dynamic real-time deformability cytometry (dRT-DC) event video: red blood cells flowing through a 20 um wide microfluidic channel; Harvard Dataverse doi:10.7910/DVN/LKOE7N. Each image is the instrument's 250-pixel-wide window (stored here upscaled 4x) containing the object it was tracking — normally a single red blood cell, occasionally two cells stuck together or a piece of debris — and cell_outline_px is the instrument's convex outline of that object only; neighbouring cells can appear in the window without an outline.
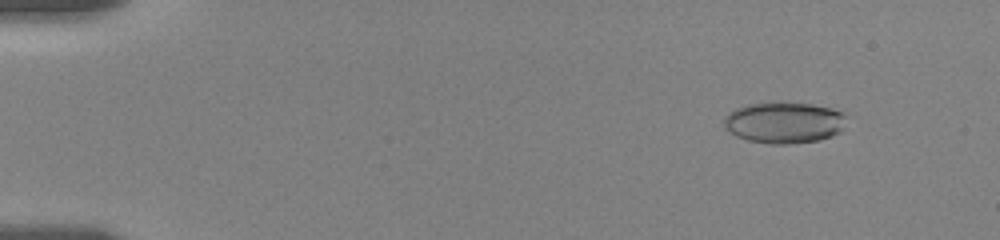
{"species": "human", "species_latin": "Homo sapiens", "temperature_condition": "room temperature", "stored_images_in_passage": 18, "camera_frame_rate_fps": 3000, "um_per_image_px": 0.085, "donor": {"sex": "female"}, "frame": {"image": 1, "passage_image": 2, "time_ms": 1.0, "image_size_px": [1000, 240], "cell_outline_px": [[844, 116], [840, 132], [832, 136], [820, 140], [788, 144], [772, 144], [748, 140], [736, 136], [724, 128], [724, 116], [728, 112], [736, 108], [748, 104], [772, 100], [812, 104], [832, 108], [844, 112]], "centroid_in_image_um": [66.6, 10.39], "position_along_channel_um": 18.4, "area_um2": 29.94}}
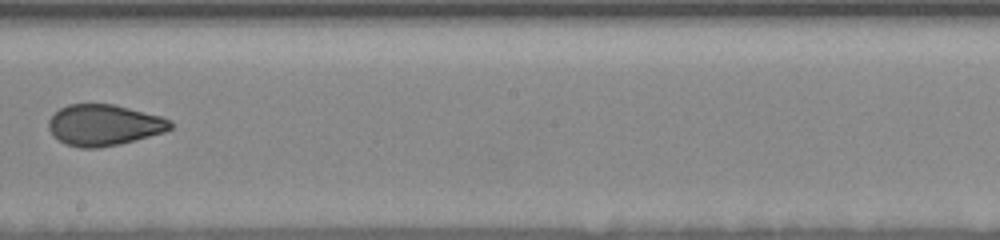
{"frame": {"image": 2, "passage_image": 10, "time_ms": 10.333, "image_size_px": [1000, 240], "cell_outline_px": [[172, 128], [164, 132], [120, 144], [100, 148], [80, 148], [64, 144], [48, 128], [48, 120], [60, 108], [68, 104], [112, 104], [160, 116], [168, 120], [172, 124]], "centroid_in_image_um": [8.82, 10.64], "position_along_channel_um": 239.4, "area_um2": 28.9}}
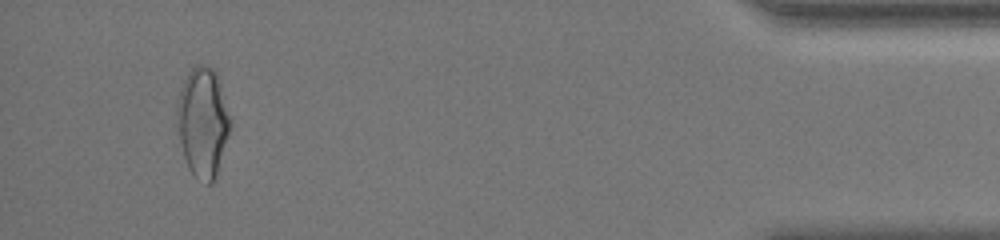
{"frame": {"image": 3, "passage_image": 17, "time_ms": 17.0, "image_size_px": [1000, 240], "cell_outline_px": [[232, 124], [216, 176], [212, 184], [208, 184], [196, 176], [188, 168], [184, 156], [176, 124], [176, 104], [180, 88], [188, 72], [196, 64], [204, 64], [216, 68], [220, 80], [232, 120]], "centroid_in_image_um": [17.25, 10.31], "position_along_channel_um": 417.9, "area_um2": 34.62}, "authors_computed_cell_mechanics": {"area_um2": 29.9115, "velocity_mm_per_s": 3.5863, "shape_relaxation_time_tau1_ms": 6.509, "shape_relaxation_time_tau2_ms": 1.4236, "deformation_change_tau1": 0.145, "deformation_change_tau2": 0.0415}}